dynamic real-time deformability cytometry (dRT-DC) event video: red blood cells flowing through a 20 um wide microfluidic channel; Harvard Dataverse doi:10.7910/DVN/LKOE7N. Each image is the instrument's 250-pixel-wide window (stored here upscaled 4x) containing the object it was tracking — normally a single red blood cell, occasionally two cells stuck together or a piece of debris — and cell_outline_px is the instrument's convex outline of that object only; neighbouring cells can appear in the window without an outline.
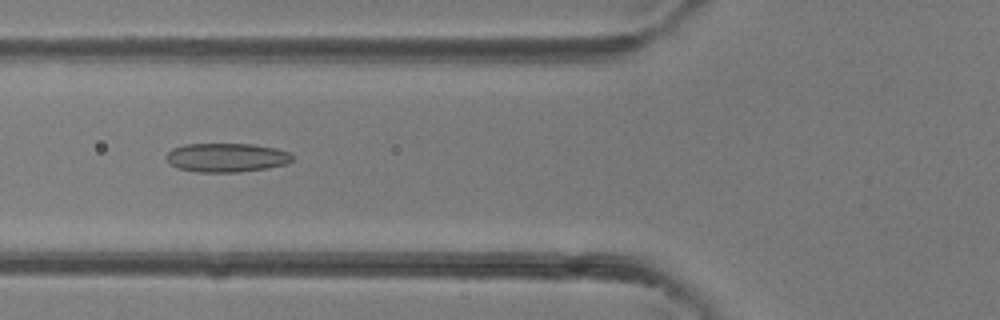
{"species": "common noctule bat (a hibernating species)", "species_latin": "Nyctalus noctula", "temperature_condition": "room temperature", "stored_images_in_passage": 34, "camera_frame_rate_fps": 3000, "um_per_image_px": 0.085, "animal": {"sex": "female"}, "frame": {"image": 1, "passage_image": 10, "time_ms": 3.0, "image_size_px": [1000, 320], "cell_outline_px": [[292, 160], [284, 164], [268, 168], [240, 172], [196, 172], [176, 168], [164, 156], [172, 148], [184, 144], [252, 144], [276, 148], [288, 152], [292, 156]], "centroid_in_image_um": [19.22, 13.39], "position_along_channel_um": 106.6, "area_um2": 21.27}}
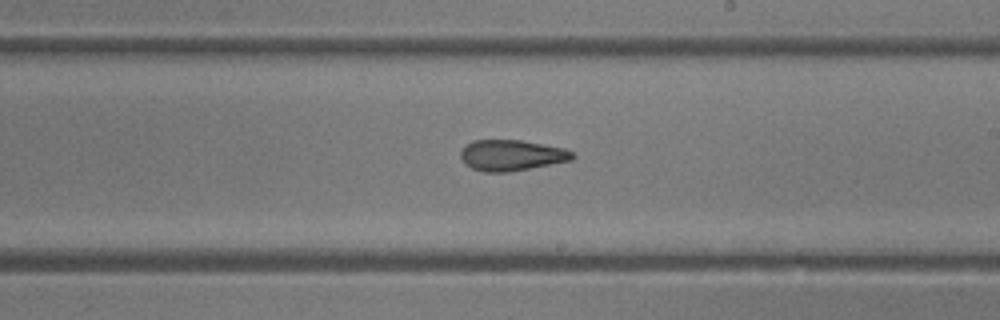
{"frame": {"image": 2, "passage_image": 18, "time_ms": 5.667, "image_size_px": [1000, 320], "cell_outline_px": [[576, 156], [572, 160], [508, 172], [484, 172], [472, 168], [464, 164], [460, 156], [460, 152], [464, 144], [472, 140], [520, 140], [564, 148], [572, 152]], "centroid_in_image_um": [43.43, 13.19], "position_along_channel_um": 245.6, "area_um2": 20.17}}
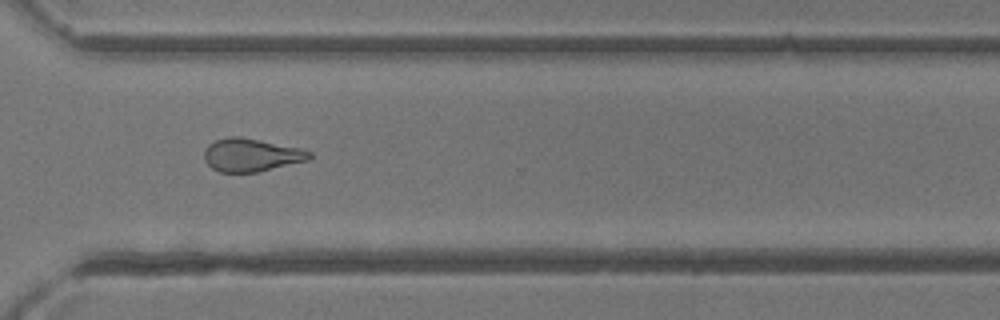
{"frame": {"image": 3, "passage_image": 24, "time_ms": 7.667, "image_size_px": [1000, 320], "cell_outline_px": [[312, 156], [308, 160], [256, 172], [220, 172], [212, 168], [204, 160], [204, 152], [208, 144], [216, 140], [228, 136], [240, 136], [300, 148], [312, 152]], "centroid_in_image_um": [21.33, 13.16], "position_along_channel_um": 349.3, "area_um2": 20.17}}